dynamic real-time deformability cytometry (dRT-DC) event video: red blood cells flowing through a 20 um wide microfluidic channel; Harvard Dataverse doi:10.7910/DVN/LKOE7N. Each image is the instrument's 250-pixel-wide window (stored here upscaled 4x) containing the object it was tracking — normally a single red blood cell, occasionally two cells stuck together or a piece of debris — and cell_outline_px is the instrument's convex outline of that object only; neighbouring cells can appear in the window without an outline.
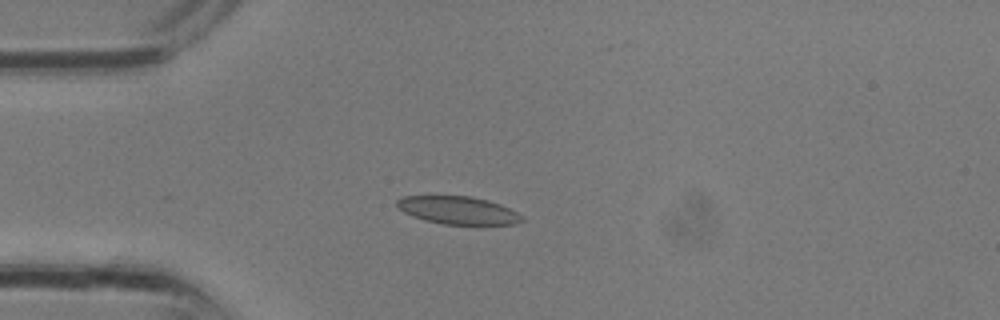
{"species": "common noctule bat (a hibernating species)", "species_latin": "Nyctalus noctula", "temperature_condition": "room temperature", "stored_images_in_passage": 11, "camera_frame_rate_fps": 3000, "um_per_image_px": 0.085, "animal": {"sex": "male", "body_mass_g": 13.3}, "frame": {"image": 1, "passage_image": 7, "time_ms": 2.0, "image_size_px": [1000, 320], "cell_outline_px": [[524, 220], [516, 224], [444, 224], [424, 220], [412, 216], [404, 212], [396, 204], [396, 200], [400, 196], [472, 196], [488, 200], [500, 204], [524, 216]], "centroid_in_image_um": [38.93, 17.87], "position_along_channel_um": 46.1, "area_um2": 20.23}}
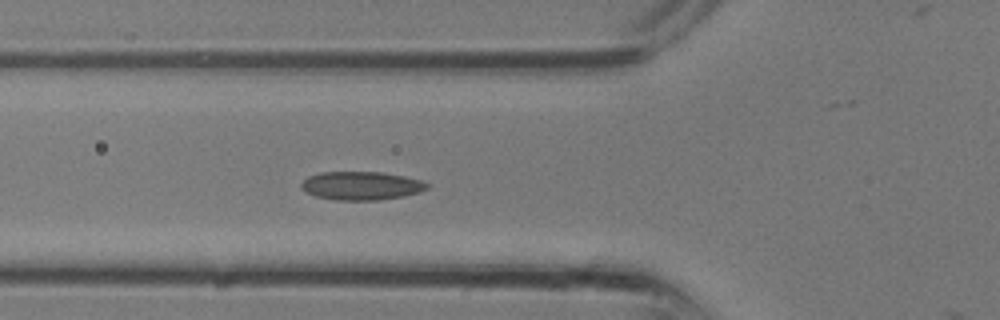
{"frame": {"image": 2, "passage_image": 10, "time_ms": 3.0, "image_size_px": [1000, 320], "cell_outline_px": [[428, 188], [420, 192], [404, 196], [380, 200], [336, 200], [316, 196], [300, 188], [300, 184], [308, 176], [320, 172], [384, 172], [404, 176], [420, 180], [428, 184]], "centroid_in_image_um": [30.71, 15.78], "position_along_channel_um": 95.1, "area_um2": 20.87}}